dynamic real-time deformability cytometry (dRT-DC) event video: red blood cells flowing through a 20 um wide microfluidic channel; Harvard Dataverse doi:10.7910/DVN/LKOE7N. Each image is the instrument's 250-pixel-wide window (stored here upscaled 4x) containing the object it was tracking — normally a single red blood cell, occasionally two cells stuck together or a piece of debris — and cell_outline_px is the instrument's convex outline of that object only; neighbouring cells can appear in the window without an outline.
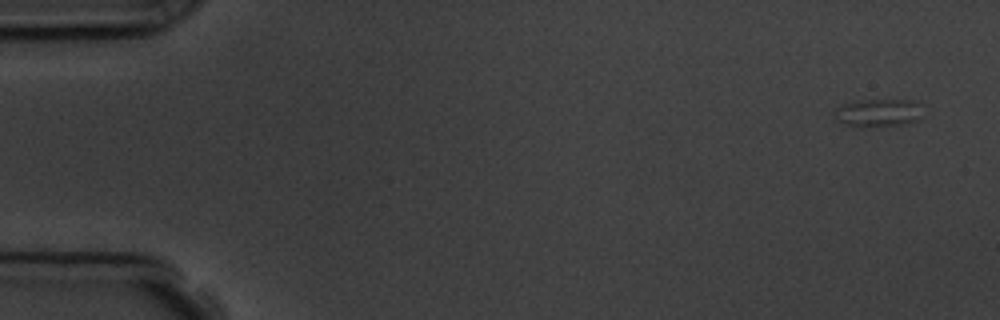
{"species": "common noctule bat (a hibernating species)", "species_latin": "Nyctalus noctula", "temperature_condition": "room temperature", "stored_images_in_passage": 5, "camera_frame_rate_fps": 3000, "um_per_image_px": 0.085, "animal": {"sex": "male", "body_mass_g": 19.5, "forearm_length_mm": 54.6}, "frame": {"image": 1, "passage_image": 1, "time_ms": 0.0, "image_size_px": [1000, 320], "cell_outline_px": [[916, 120], [904, 124], [864, 128], [844, 124], [840, 120], [836, 108], [840, 104], [864, 100], [912, 100], [916, 104]], "centroid_in_image_um": [74.56, 9.6], "position_along_channel_um": 10.4, "area_um2": 13.64}}